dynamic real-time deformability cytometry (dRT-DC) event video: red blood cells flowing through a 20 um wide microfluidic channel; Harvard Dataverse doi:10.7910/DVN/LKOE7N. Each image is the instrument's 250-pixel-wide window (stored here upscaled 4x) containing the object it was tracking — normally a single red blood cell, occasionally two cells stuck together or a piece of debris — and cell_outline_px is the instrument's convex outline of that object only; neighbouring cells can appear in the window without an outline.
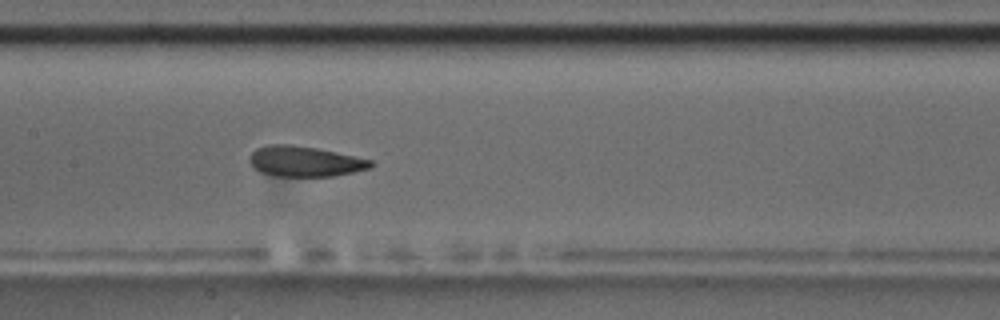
{"species": "common noctule bat (a hibernating species)", "species_latin": "Nyctalus noctula", "temperature_condition": "room temperature", "stored_images_in_passage": 8, "camera_frame_rate_fps": 3000, "um_per_image_px": 0.085, "animal": {"sex": "male", "body_mass_g": 17.5, "forearm_length_mm": 52.3}, "frame": {"image": 1, "passage_image": 8, "time_ms": 8.667, "image_size_px": [1000, 320], "cell_outline_px": [[376, 164], [372, 168], [332, 176], [276, 176], [260, 172], [252, 168], [248, 160], [248, 156], [256, 148], [268, 144], [292, 144], [316, 148], [372, 160]], "centroid_in_image_um": [25.87, 13.71], "position_along_channel_um": 181.5, "area_um2": 21.68}}